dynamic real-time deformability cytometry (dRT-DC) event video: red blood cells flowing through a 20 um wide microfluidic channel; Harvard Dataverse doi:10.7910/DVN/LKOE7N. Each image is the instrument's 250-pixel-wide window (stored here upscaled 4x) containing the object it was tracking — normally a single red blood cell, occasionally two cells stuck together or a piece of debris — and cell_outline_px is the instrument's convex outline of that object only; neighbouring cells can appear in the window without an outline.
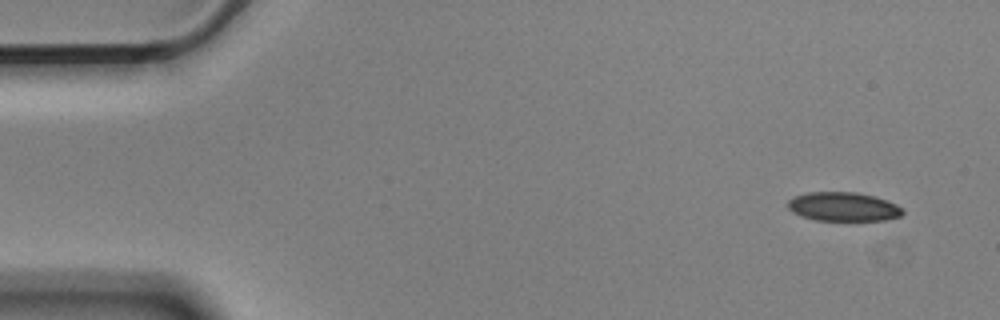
{"species": "Egyptian fruit bat (a non-hibernating species)", "species_latin": "Rousettus aegyptiacus", "temperature_condition": "cold", "stored_images_in_passage": 53, "camera_frame_rate_fps": 3000, "um_per_image_px": 0.085, "animal": {"sex": "male"}, "frame": {"image": 1, "passage_image": 1, "time_ms": 0.0, "image_size_px": [1000, 320], "cell_outline_px": [[904, 212], [900, 216], [888, 220], [816, 220], [800, 216], [792, 212], [788, 208], [788, 200], [796, 196], [808, 192], [856, 192], [876, 196], [896, 204], [904, 208]], "centroid_in_image_um": [71.7, 17.57], "position_along_channel_um": 13.3, "area_um2": 19.48}}
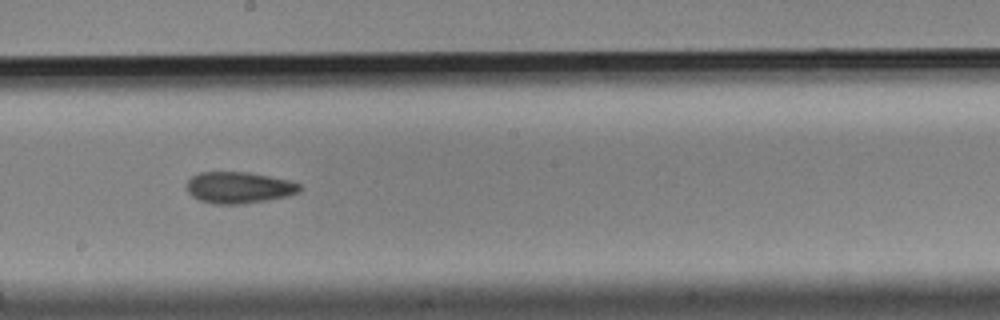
{"frame": {"image": 2, "passage_image": 28, "time_ms": 9.0, "image_size_px": [1000, 320], "cell_outline_px": [[300, 192], [288, 196], [268, 200], [244, 204], [212, 204], [200, 200], [192, 196], [188, 192], [188, 180], [192, 176], [200, 172], [248, 172], [288, 180], [300, 184]], "centroid_in_image_um": [20.31, 15.95], "position_along_channel_um": 227.9, "area_um2": 20.69}}
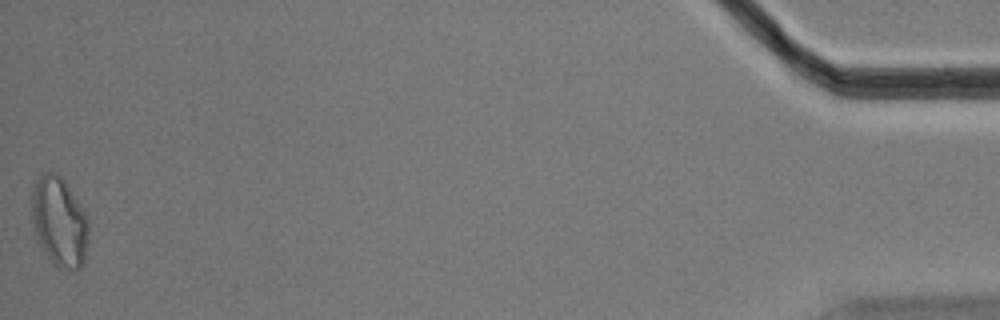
{"frame": {"image": 3, "passage_image": 53, "time_ms": 17.333, "image_size_px": [1000, 320], "cell_outline_px": [[88, 240], [84, 264], [76, 272], [56, 268], [40, 244], [32, 220], [32, 188], [36, 180], [44, 172], [56, 172], [64, 180], [84, 212], [88, 220]], "centroid_in_image_um": [5.06, 18.89], "position_along_channel_um": 430.1, "area_um2": 29.65}, "authors_computed_cell_mechanics": {"area_um2": 20.9236, "velocity_mm_per_s": 3.5859, "shape_relaxation_time_tau1_ms": 5.7349, "shape_relaxation_time_tau2_ms": 8.3747, "deformation_change_tau1": 0.1439, "deformation_change_tau2": 0.1598}}